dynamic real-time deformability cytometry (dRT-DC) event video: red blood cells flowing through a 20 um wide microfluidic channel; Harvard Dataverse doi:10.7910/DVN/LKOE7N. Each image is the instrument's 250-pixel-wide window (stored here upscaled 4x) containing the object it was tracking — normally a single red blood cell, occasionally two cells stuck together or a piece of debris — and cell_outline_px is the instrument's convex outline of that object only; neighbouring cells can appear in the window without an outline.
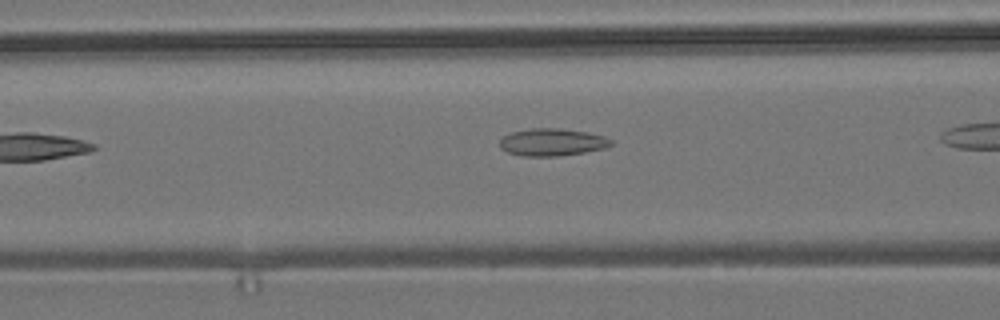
{"species": "common noctule bat (a hibernating species)", "species_latin": "Nyctalus noctula", "temperature_condition": "room temperature", "stored_images_in_passage": 6, "segment_of_instrument_passage": [2, 2], "camera_frame_rate_fps": 3000, "um_per_image_px": 0.085, "animal": {"sex": "male", "body_mass_g": 19.2, "forearm_length_mm": 51.8}, "frame": {"image": 1, "passage_image": 6, "time_ms": 6.0, "image_size_px": [1000, 320], "cell_outline_px": [[612, 144], [604, 148], [584, 152], [556, 156], [524, 156], [508, 152], [500, 148], [500, 140], [504, 136], [512, 132], [532, 128], [560, 128], [584, 132], [604, 136], [612, 140]], "centroid_in_image_um": [46.91, 12.08], "position_along_channel_um": 119.7, "area_um2": 17.51}}